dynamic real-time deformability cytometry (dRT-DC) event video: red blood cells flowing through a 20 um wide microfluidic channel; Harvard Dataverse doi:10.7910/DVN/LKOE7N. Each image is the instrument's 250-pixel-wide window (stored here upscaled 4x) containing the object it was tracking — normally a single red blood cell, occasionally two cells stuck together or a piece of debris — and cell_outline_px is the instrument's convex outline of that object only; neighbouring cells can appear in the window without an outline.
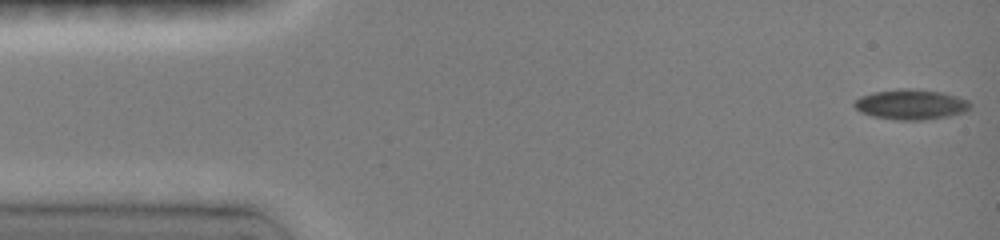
{"species": "common noctule bat (a hibernating species)", "species_latin": "Nyctalus noctula", "temperature_condition": "room temperature", "stored_images_in_passage": 48, "camera_frame_rate_fps": 3000, "um_per_image_px": 0.085, "animal": {"sex": "female", "body_mass_g": 19.0, "forearm_length_mm": 51.5}, "frame": {"image": 1, "passage_image": 1, "time_ms": 0.0, "image_size_px": [1000, 240], "cell_outline_px": [[972, 104], [964, 112], [948, 116], [924, 120], [896, 120], [872, 116], [860, 112], [852, 104], [860, 96], [872, 92], [900, 88], [912, 88], [944, 92], [968, 100]], "centroid_in_image_um": [77.41, 8.87], "position_along_channel_um": 7.6, "area_um2": 20.58}}
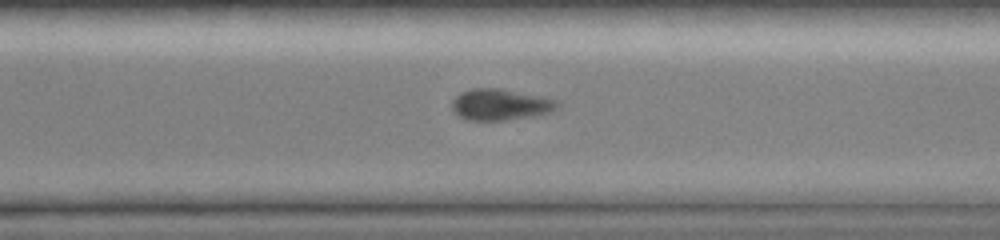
{"frame": {"image": 2, "passage_image": 34, "time_ms": 11.0, "image_size_px": [1000, 240], "cell_outline_px": [[560, 104], [552, 112], [532, 116], [504, 120], [464, 120], [452, 112], [452, 100], [460, 92], [472, 88], [500, 88], [540, 96], [556, 100]], "centroid_in_image_um": [42.48, 8.89], "position_along_channel_um": 328.1, "area_um2": 19.31}}
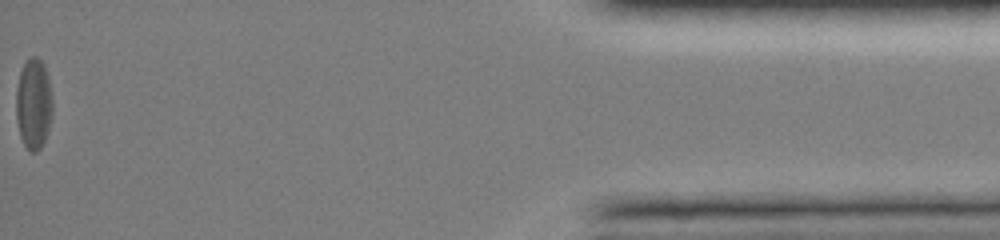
{"frame": {"image": 3, "passage_image": 48, "time_ms": 15.667, "image_size_px": [1000, 240], "cell_outline_px": [[52, 112], [48, 128], [44, 140], [40, 148], [36, 152], [28, 152], [20, 136], [16, 120], [16, 88], [20, 72], [28, 56], [36, 56], [44, 64], [48, 76], [52, 100]], "centroid_in_image_um": [2.84, 8.81], "position_along_channel_um": 432.4, "area_um2": 19.36}, "authors_computed_cell_mechanics": {"area_um2": 19.652, "velocity_mm_per_s": 3.9895, "shape_relaxation_time_tau1_ms": 6.9986, "shape_relaxation_time_tau2_ms": null, "deformation_change_tau1": 0.1339, "deformation_change_tau2": null}}